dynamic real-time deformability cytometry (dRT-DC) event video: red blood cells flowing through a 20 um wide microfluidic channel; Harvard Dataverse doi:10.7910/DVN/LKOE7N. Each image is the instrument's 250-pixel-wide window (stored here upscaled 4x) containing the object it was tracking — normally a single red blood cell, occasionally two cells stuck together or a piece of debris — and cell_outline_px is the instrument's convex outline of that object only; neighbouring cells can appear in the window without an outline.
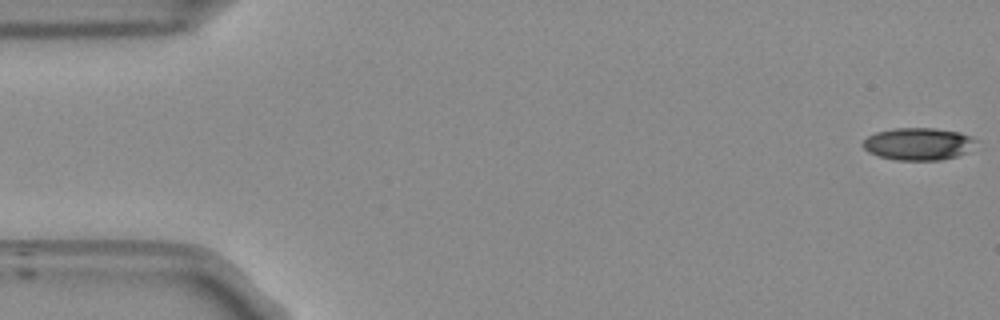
{"species": "Egyptian fruit bat (a non-hibernating species)", "species_latin": "Rousettus aegyptiacus", "temperature_condition": "room temperature", "stored_images_in_passage": 53, "camera_frame_rate_fps": 3000, "um_per_image_px": 0.085, "frame": {"image": 1, "passage_image": 1, "time_ms": 0.0, "image_size_px": [1000, 320], "cell_outline_px": [[976, 140], [964, 152], [956, 156], [940, 160], [896, 160], [880, 156], [868, 152], [860, 144], [868, 136], [876, 132], [896, 128], [932, 128], [960, 132], [972, 136]], "centroid_in_image_um": [78.0, 12.22], "position_along_channel_um": 7.0, "area_um2": 21.04}}
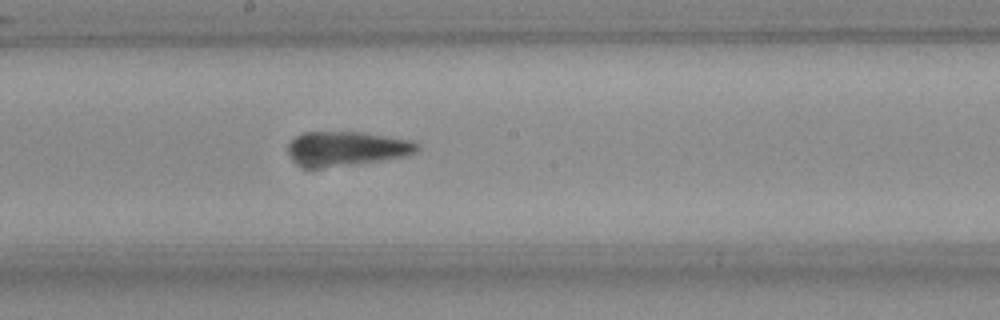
{"frame": {"image": 2, "passage_image": 28, "time_ms": 9.0, "image_size_px": [1000, 320], "cell_outline_px": [[420, 148], [416, 152], [400, 156], [372, 160], [312, 168], [300, 164], [292, 160], [288, 152], [288, 144], [300, 132], [360, 132], [412, 140], [420, 144]], "centroid_in_image_um": [29.42, 12.58], "position_along_channel_um": 218.8, "area_um2": 24.97}}
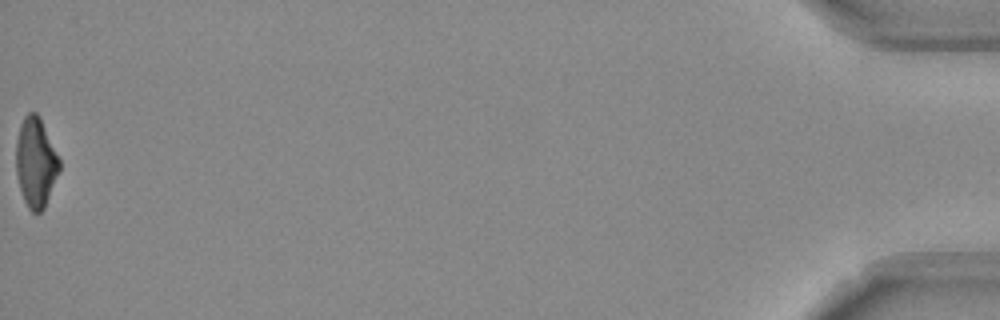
{"frame": {"image": 3, "passage_image": 53, "time_ms": 17.333, "image_size_px": [1000, 320], "cell_outline_px": [[60, 168], [44, 208], [40, 212], [32, 212], [28, 208], [24, 200], [20, 188], [16, 172], [16, 140], [20, 124], [24, 116], [28, 112], [36, 112], [40, 116], [60, 160]], "centroid_in_image_um": [3.03, 13.77], "position_along_channel_um": 432.2, "area_um2": 22.54}, "authors_computed_cell_mechanics": {"area_um2": 24.0448, "velocity_mm_per_s": 3.8492, "shape_relaxation_time_tau1_ms": 10.9848, "shape_relaxation_time_tau2_ms": 3.1548, "deformation_change_tau1": 0.2698, "deformation_change_tau2": 0.1361}}